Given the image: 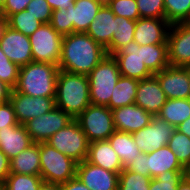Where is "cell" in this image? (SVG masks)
Returning a JSON list of instances; mask_svg holds the SVG:
<instances>
[{"label": "cell", "mask_w": 190, "mask_h": 190, "mask_svg": "<svg viewBox=\"0 0 190 190\" xmlns=\"http://www.w3.org/2000/svg\"><path fill=\"white\" fill-rule=\"evenodd\" d=\"M107 55L106 49L86 33L63 36L59 70L88 75Z\"/></svg>", "instance_id": "cell-1"}, {"label": "cell", "mask_w": 190, "mask_h": 190, "mask_svg": "<svg viewBox=\"0 0 190 190\" xmlns=\"http://www.w3.org/2000/svg\"><path fill=\"white\" fill-rule=\"evenodd\" d=\"M90 104L88 76L59 70L55 106L75 119Z\"/></svg>", "instance_id": "cell-2"}, {"label": "cell", "mask_w": 190, "mask_h": 190, "mask_svg": "<svg viewBox=\"0 0 190 190\" xmlns=\"http://www.w3.org/2000/svg\"><path fill=\"white\" fill-rule=\"evenodd\" d=\"M59 67L50 63L30 62L19 69L14 88L27 96L55 97Z\"/></svg>", "instance_id": "cell-3"}, {"label": "cell", "mask_w": 190, "mask_h": 190, "mask_svg": "<svg viewBox=\"0 0 190 190\" xmlns=\"http://www.w3.org/2000/svg\"><path fill=\"white\" fill-rule=\"evenodd\" d=\"M87 76L91 104L108 107L113 89L121 76L114 57L106 55Z\"/></svg>", "instance_id": "cell-4"}, {"label": "cell", "mask_w": 190, "mask_h": 190, "mask_svg": "<svg viewBox=\"0 0 190 190\" xmlns=\"http://www.w3.org/2000/svg\"><path fill=\"white\" fill-rule=\"evenodd\" d=\"M40 175L44 182L62 184L76 177L77 162L46 142H40Z\"/></svg>", "instance_id": "cell-5"}, {"label": "cell", "mask_w": 190, "mask_h": 190, "mask_svg": "<svg viewBox=\"0 0 190 190\" xmlns=\"http://www.w3.org/2000/svg\"><path fill=\"white\" fill-rule=\"evenodd\" d=\"M46 143L77 163L87 159L89 141L75 119L53 134Z\"/></svg>", "instance_id": "cell-6"}, {"label": "cell", "mask_w": 190, "mask_h": 190, "mask_svg": "<svg viewBox=\"0 0 190 190\" xmlns=\"http://www.w3.org/2000/svg\"><path fill=\"white\" fill-rule=\"evenodd\" d=\"M75 120L79 123L89 143L108 140L116 130L112 110L107 106L90 104Z\"/></svg>", "instance_id": "cell-7"}, {"label": "cell", "mask_w": 190, "mask_h": 190, "mask_svg": "<svg viewBox=\"0 0 190 190\" xmlns=\"http://www.w3.org/2000/svg\"><path fill=\"white\" fill-rule=\"evenodd\" d=\"M34 62L57 65L61 58L63 36L49 23L42 24L29 36Z\"/></svg>", "instance_id": "cell-8"}, {"label": "cell", "mask_w": 190, "mask_h": 190, "mask_svg": "<svg viewBox=\"0 0 190 190\" xmlns=\"http://www.w3.org/2000/svg\"><path fill=\"white\" fill-rule=\"evenodd\" d=\"M74 119L60 108L27 121L24 126L34 143L46 142L53 134L65 128Z\"/></svg>", "instance_id": "cell-9"}, {"label": "cell", "mask_w": 190, "mask_h": 190, "mask_svg": "<svg viewBox=\"0 0 190 190\" xmlns=\"http://www.w3.org/2000/svg\"><path fill=\"white\" fill-rule=\"evenodd\" d=\"M176 128L158 116H153L151 122L144 128L132 133L134 141L143 153H151L168 145V141Z\"/></svg>", "instance_id": "cell-10"}, {"label": "cell", "mask_w": 190, "mask_h": 190, "mask_svg": "<svg viewBox=\"0 0 190 190\" xmlns=\"http://www.w3.org/2000/svg\"><path fill=\"white\" fill-rule=\"evenodd\" d=\"M10 103L19 124H25L39 115L50 112L55 106V97H32L12 89Z\"/></svg>", "instance_id": "cell-11"}, {"label": "cell", "mask_w": 190, "mask_h": 190, "mask_svg": "<svg viewBox=\"0 0 190 190\" xmlns=\"http://www.w3.org/2000/svg\"><path fill=\"white\" fill-rule=\"evenodd\" d=\"M154 75L167 99L190 98V67L169 65Z\"/></svg>", "instance_id": "cell-12"}, {"label": "cell", "mask_w": 190, "mask_h": 190, "mask_svg": "<svg viewBox=\"0 0 190 190\" xmlns=\"http://www.w3.org/2000/svg\"><path fill=\"white\" fill-rule=\"evenodd\" d=\"M167 43L169 65L190 67V24L170 25Z\"/></svg>", "instance_id": "cell-13"}, {"label": "cell", "mask_w": 190, "mask_h": 190, "mask_svg": "<svg viewBox=\"0 0 190 190\" xmlns=\"http://www.w3.org/2000/svg\"><path fill=\"white\" fill-rule=\"evenodd\" d=\"M112 56L118 64L121 76L140 81L153 75L142 61L141 46L135 41L129 42Z\"/></svg>", "instance_id": "cell-14"}, {"label": "cell", "mask_w": 190, "mask_h": 190, "mask_svg": "<svg viewBox=\"0 0 190 190\" xmlns=\"http://www.w3.org/2000/svg\"><path fill=\"white\" fill-rule=\"evenodd\" d=\"M0 47L9 60L19 67L33 62L30 38L8 25L4 29Z\"/></svg>", "instance_id": "cell-15"}, {"label": "cell", "mask_w": 190, "mask_h": 190, "mask_svg": "<svg viewBox=\"0 0 190 190\" xmlns=\"http://www.w3.org/2000/svg\"><path fill=\"white\" fill-rule=\"evenodd\" d=\"M76 177L89 190H118L119 173L108 171L87 160L77 164Z\"/></svg>", "instance_id": "cell-16"}, {"label": "cell", "mask_w": 190, "mask_h": 190, "mask_svg": "<svg viewBox=\"0 0 190 190\" xmlns=\"http://www.w3.org/2000/svg\"><path fill=\"white\" fill-rule=\"evenodd\" d=\"M166 96L155 75L138 81L135 104L157 116L166 103Z\"/></svg>", "instance_id": "cell-17"}, {"label": "cell", "mask_w": 190, "mask_h": 190, "mask_svg": "<svg viewBox=\"0 0 190 190\" xmlns=\"http://www.w3.org/2000/svg\"><path fill=\"white\" fill-rule=\"evenodd\" d=\"M170 23L166 19L139 18L136 20L134 39L141 45L168 44Z\"/></svg>", "instance_id": "cell-18"}, {"label": "cell", "mask_w": 190, "mask_h": 190, "mask_svg": "<svg viewBox=\"0 0 190 190\" xmlns=\"http://www.w3.org/2000/svg\"><path fill=\"white\" fill-rule=\"evenodd\" d=\"M112 115L115 129L131 134L147 126L153 117L136 104L113 109Z\"/></svg>", "instance_id": "cell-19"}, {"label": "cell", "mask_w": 190, "mask_h": 190, "mask_svg": "<svg viewBox=\"0 0 190 190\" xmlns=\"http://www.w3.org/2000/svg\"><path fill=\"white\" fill-rule=\"evenodd\" d=\"M34 144L23 124L0 129V150L12 159Z\"/></svg>", "instance_id": "cell-20"}, {"label": "cell", "mask_w": 190, "mask_h": 190, "mask_svg": "<svg viewBox=\"0 0 190 190\" xmlns=\"http://www.w3.org/2000/svg\"><path fill=\"white\" fill-rule=\"evenodd\" d=\"M86 160L111 172L120 173L124 169L117 153L111 147L108 140L89 143Z\"/></svg>", "instance_id": "cell-21"}, {"label": "cell", "mask_w": 190, "mask_h": 190, "mask_svg": "<svg viewBox=\"0 0 190 190\" xmlns=\"http://www.w3.org/2000/svg\"><path fill=\"white\" fill-rule=\"evenodd\" d=\"M115 27V14L107 5H102L86 34L105 49L111 44Z\"/></svg>", "instance_id": "cell-22"}, {"label": "cell", "mask_w": 190, "mask_h": 190, "mask_svg": "<svg viewBox=\"0 0 190 190\" xmlns=\"http://www.w3.org/2000/svg\"><path fill=\"white\" fill-rule=\"evenodd\" d=\"M101 6L96 0H76L69 5L66 10L69 11L70 22H73V32L86 33Z\"/></svg>", "instance_id": "cell-23"}, {"label": "cell", "mask_w": 190, "mask_h": 190, "mask_svg": "<svg viewBox=\"0 0 190 190\" xmlns=\"http://www.w3.org/2000/svg\"><path fill=\"white\" fill-rule=\"evenodd\" d=\"M147 170L151 178H155L171 170H185V168L177 160L176 155L167 146L153 150L147 154Z\"/></svg>", "instance_id": "cell-24"}, {"label": "cell", "mask_w": 190, "mask_h": 190, "mask_svg": "<svg viewBox=\"0 0 190 190\" xmlns=\"http://www.w3.org/2000/svg\"><path fill=\"white\" fill-rule=\"evenodd\" d=\"M10 173L40 175V144L34 143L10 159Z\"/></svg>", "instance_id": "cell-25"}, {"label": "cell", "mask_w": 190, "mask_h": 190, "mask_svg": "<svg viewBox=\"0 0 190 190\" xmlns=\"http://www.w3.org/2000/svg\"><path fill=\"white\" fill-rule=\"evenodd\" d=\"M108 141L117 153L124 168L133 161L134 157L142 153L136 145L131 133L115 130L108 138Z\"/></svg>", "instance_id": "cell-26"}, {"label": "cell", "mask_w": 190, "mask_h": 190, "mask_svg": "<svg viewBox=\"0 0 190 190\" xmlns=\"http://www.w3.org/2000/svg\"><path fill=\"white\" fill-rule=\"evenodd\" d=\"M138 81L133 78L120 76L113 89L108 107L113 110L135 104Z\"/></svg>", "instance_id": "cell-27"}, {"label": "cell", "mask_w": 190, "mask_h": 190, "mask_svg": "<svg viewBox=\"0 0 190 190\" xmlns=\"http://www.w3.org/2000/svg\"><path fill=\"white\" fill-rule=\"evenodd\" d=\"M157 116L176 128L190 117V98L167 99Z\"/></svg>", "instance_id": "cell-28"}, {"label": "cell", "mask_w": 190, "mask_h": 190, "mask_svg": "<svg viewBox=\"0 0 190 190\" xmlns=\"http://www.w3.org/2000/svg\"><path fill=\"white\" fill-rule=\"evenodd\" d=\"M136 21L115 15L114 34L111 44L106 48L107 55H113L134 39Z\"/></svg>", "instance_id": "cell-29"}, {"label": "cell", "mask_w": 190, "mask_h": 190, "mask_svg": "<svg viewBox=\"0 0 190 190\" xmlns=\"http://www.w3.org/2000/svg\"><path fill=\"white\" fill-rule=\"evenodd\" d=\"M141 56L153 75L169 66L168 44L141 45Z\"/></svg>", "instance_id": "cell-30"}, {"label": "cell", "mask_w": 190, "mask_h": 190, "mask_svg": "<svg viewBox=\"0 0 190 190\" xmlns=\"http://www.w3.org/2000/svg\"><path fill=\"white\" fill-rule=\"evenodd\" d=\"M43 23L33 16L28 10L10 15L7 25L25 36L32 35Z\"/></svg>", "instance_id": "cell-31"}, {"label": "cell", "mask_w": 190, "mask_h": 190, "mask_svg": "<svg viewBox=\"0 0 190 190\" xmlns=\"http://www.w3.org/2000/svg\"><path fill=\"white\" fill-rule=\"evenodd\" d=\"M166 20L172 25L190 21V0H163Z\"/></svg>", "instance_id": "cell-32"}, {"label": "cell", "mask_w": 190, "mask_h": 190, "mask_svg": "<svg viewBox=\"0 0 190 190\" xmlns=\"http://www.w3.org/2000/svg\"><path fill=\"white\" fill-rule=\"evenodd\" d=\"M168 147L186 169L190 165V137L175 129L168 141Z\"/></svg>", "instance_id": "cell-33"}, {"label": "cell", "mask_w": 190, "mask_h": 190, "mask_svg": "<svg viewBox=\"0 0 190 190\" xmlns=\"http://www.w3.org/2000/svg\"><path fill=\"white\" fill-rule=\"evenodd\" d=\"M43 182L41 175L10 173L4 185L6 190H39Z\"/></svg>", "instance_id": "cell-34"}, {"label": "cell", "mask_w": 190, "mask_h": 190, "mask_svg": "<svg viewBox=\"0 0 190 190\" xmlns=\"http://www.w3.org/2000/svg\"><path fill=\"white\" fill-rule=\"evenodd\" d=\"M185 170H171L151 178L149 190H178L185 177Z\"/></svg>", "instance_id": "cell-35"}, {"label": "cell", "mask_w": 190, "mask_h": 190, "mask_svg": "<svg viewBox=\"0 0 190 190\" xmlns=\"http://www.w3.org/2000/svg\"><path fill=\"white\" fill-rule=\"evenodd\" d=\"M151 177L123 169L119 173L118 190H149Z\"/></svg>", "instance_id": "cell-36"}, {"label": "cell", "mask_w": 190, "mask_h": 190, "mask_svg": "<svg viewBox=\"0 0 190 190\" xmlns=\"http://www.w3.org/2000/svg\"><path fill=\"white\" fill-rule=\"evenodd\" d=\"M20 67L11 62L0 47V80L14 89L18 82Z\"/></svg>", "instance_id": "cell-37"}, {"label": "cell", "mask_w": 190, "mask_h": 190, "mask_svg": "<svg viewBox=\"0 0 190 190\" xmlns=\"http://www.w3.org/2000/svg\"><path fill=\"white\" fill-rule=\"evenodd\" d=\"M140 18L166 19L163 0H136Z\"/></svg>", "instance_id": "cell-38"}, {"label": "cell", "mask_w": 190, "mask_h": 190, "mask_svg": "<svg viewBox=\"0 0 190 190\" xmlns=\"http://www.w3.org/2000/svg\"><path fill=\"white\" fill-rule=\"evenodd\" d=\"M107 6L117 16L134 21L140 18L136 0H111Z\"/></svg>", "instance_id": "cell-39"}, {"label": "cell", "mask_w": 190, "mask_h": 190, "mask_svg": "<svg viewBox=\"0 0 190 190\" xmlns=\"http://www.w3.org/2000/svg\"><path fill=\"white\" fill-rule=\"evenodd\" d=\"M49 24L62 36L73 33V22H70L69 11L64 8L53 10Z\"/></svg>", "instance_id": "cell-40"}, {"label": "cell", "mask_w": 190, "mask_h": 190, "mask_svg": "<svg viewBox=\"0 0 190 190\" xmlns=\"http://www.w3.org/2000/svg\"><path fill=\"white\" fill-rule=\"evenodd\" d=\"M26 10L43 24L50 23L53 9L46 0H31Z\"/></svg>", "instance_id": "cell-41"}, {"label": "cell", "mask_w": 190, "mask_h": 190, "mask_svg": "<svg viewBox=\"0 0 190 190\" xmlns=\"http://www.w3.org/2000/svg\"><path fill=\"white\" fill-rule=\"evenodd\" d=\"M15 125H19V123L10 101L0 104V129Z\"/></svg>", "instance_id": "cell-42"}, {"label": "cell", "mask_w": 190, "mask_h": 190, "mask_svg": "<svg viewBox=\"0 0 190 190\" xmlns=\"http://www.w3.org/2000/svg\"><path fill=\"white\" fill-rule=\"evenodd\" d=\"M31 0H6L4 5L0 8V14L6 19L15 13L24 11Z\"/></svg>", "instance_id": "cell-43"}, {"label": "cell", "mask_w": 190, "mask_h": 190, "mask_svg": "<svg viewBox=\"0 0 190 190\" xmlns=\"http://www.w3.org/2000/svg\"><path fill=\"white\" fill-rule=\"evenodd\" d=\"M125 169L139 173L142 176L150 177V173L147 170V154L146 153H140L139 156H136L133 158V161L130 162Z\"/></svg>", "instance_id": "cell-44"}, {"label": "cell", "mask_w": 190, "mask_h": 190, "mask_svg": "<svg viewBox=\"0 0 190 190\" xmlns=\"http://www.w3.org/2000/svg\"><path fill=\"white\" fill-rule=\"evenodd\" d=\"M10 174V159L0 150V183H4Z\"/></svg>", "instance_id": "cell-45"}, {"label": "cell", "mask_w": 190, "mask_h": 190, "mask_svg": "<svg viewBox=\"0 0 190 190\" xmlns=\"http://www.w3.org/2000/svg\"><path fill=\"white\" fill-rule=\"evenodd\" d=\"M60 190H89L77 177L59 185Z\"/></svg>", "instance_id": "cell-46"}, {"label": "cell", "mask_w": 190, "mask_h": 190, "mask_svg": "<svg viewBox=\"0 0 190 190\" xmlns=\"http://www.w3.org/2000/svg\"><path fill=\"white\" fill-rule=\"evenodd\" d=\"M12 88L0 80V104L9 101Z\"/></svg>", "instance_id": "cell-47"}, {"label": "cell", "mask_w": 190, "mask_h": 190, "mask_svg": "<svg viewBox=\"0 0 190 190\" xmlns=\"http://www.w3.org/2000/svg\"><path fill=\"white\" fill-rule=\"evenodd\" d=\"M53 10L66 9L69 5L74 4L76 0H46Z\"/></svg>", "instance_id": "cell-48"}, {"label": "cell", "mask_w": 190, "mask_h": 190, "mask_svg": "<svg viewBox=\"0 0 190 190\" xmlns=\"http://www.w3.org/2000/svg\"><path fill=\"white\" fill-rule=\"evenodd\" d=\"M176 129L190 137V117L178 125Z\"/></svg>", "instance_id": "cell-49"}, {"label": "cell", "mask_w": 190, "mask_h": 190, "mask_svg": "<svg viewBox=\"0 0 190 190\" xmlns=\"http://www.w3.org/2000/svg\"><path fill=\"white\" fill-rule=\"evenodd\" d=\"M39 190H60L59 184L43 182Z\"/></svg>", "instance_id": "cell-50"}, {"label": "cell", "mask_w": 190, "mask_h": 190, "mask_svg": "<svg viewBox=\"0 0 190 190\" xmlns=\"http://www.w3.org/2000/svg\"><path fill=\"white\" fill-rule=\"evenodd\" d=\"M178 190H190V179L185 176L179 183Z\"/></svg>", "instance_id": "cell-51"}, {"label": "cell", "mask_w": 190, "mask_h": 190, "mask_svg": "<svg viewBox=\"0 0 190 190\" xmlns=\"http://www.w3.org/2000/svg\"><path fill=\"white\" fill-rule=\"evenodd\" d=\"M6 26L7 19L2 14H0V40L2 39V35Z\"/></svg>", "instance_id": "cell-52"}, {"label": "cell", "mask_w": 190, "mask_h": 190, "mask_svg": "<svg viewBox=\"0 0 190 190\" xmlns=\"http://www.w3.org/2000/svg\"><path fill=\"white\" fill-rule=\"evenodd\" d=\"M96 1H98L102 5H108L111 0H96Z\"/></svg>", "instance_id": "cell-53"}, {"label": "cell", "mask_w": 190, "mask_h": 190, "mask_svg": "<svg viewBox=\"0 0 190 190\" xmlns=\"http://www.w3.org/2000/svg\"><path fill=\"white\" fill-rule=\"evenodd\" d=\"M185 175L188 179H190V165L185 169Z\"/></svg>", "instance_id": "cell-54"}, {"label": "cell", "mask_w": 190, "mask_h": 190, "mask_svg": "<svg viewBox=\"0 0 190 190\" xmlns=\"http://www.w3.org/2000/svg\"><path fill=\"white\" fill-rule=\"evenodd\" d=\"M0 190H6L4 183H0Z\"/></svg>", "instance_id": "cell-55"}, {"label": "cell", "mask_w": 190, "mask_h": 190, "mask_svg": "<svg viewBox=\"0 0 190 190\" xmlns=\"http://www.w3.org/2000/svg\"><path fill=\"white\" fill-rule=\"evenodd\" d=\"M6 0H0V8L4 5Z\"/></svg>", "instance_id": "cell-56"}]
</instances>
